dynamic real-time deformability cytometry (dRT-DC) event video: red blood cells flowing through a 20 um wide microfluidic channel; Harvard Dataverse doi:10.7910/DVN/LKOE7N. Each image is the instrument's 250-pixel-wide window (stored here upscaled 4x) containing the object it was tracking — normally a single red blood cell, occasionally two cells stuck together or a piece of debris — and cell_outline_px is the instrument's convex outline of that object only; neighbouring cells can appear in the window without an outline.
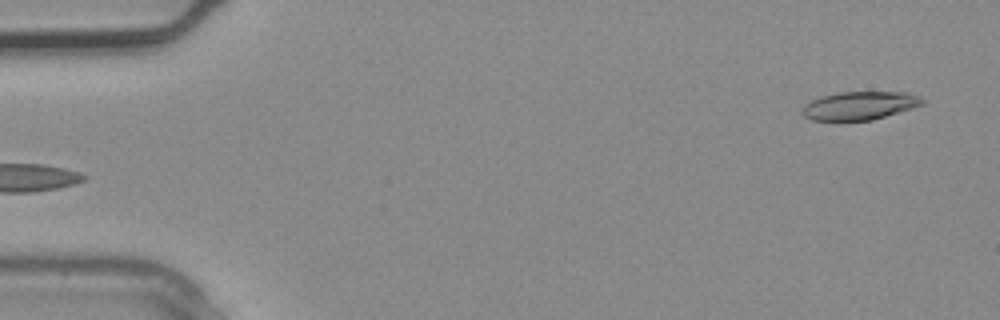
{"species": "common noctule bat (a hibernating species)", "species_latin": "Nyctalus noctula", "temperature_condition": "warm", "stored_images_in_passage": 3, "camera_frame_rate_fps": 3000, "um_per_image_px": 0.085, "animal": {"sex": "male", "body_mass_g": 20.4}, "frame": {"image": 1, "passage_image": 3, "time_ms": 0.667, "image_size_px": [1000, 320], "cell_outline_px": [[924, 104], [912, 108], [872, 120], [840, 124], [812, 120], [804, 116], [800, 112], [800, 108], [804, 104], [820, 96], [836, 92], [908, 92], [920, 96], [924, 100]], "centroid_in_image_um": [72.97, 9.02], "position_along_channel_um": 12.0, "area_um2": 20.81}}